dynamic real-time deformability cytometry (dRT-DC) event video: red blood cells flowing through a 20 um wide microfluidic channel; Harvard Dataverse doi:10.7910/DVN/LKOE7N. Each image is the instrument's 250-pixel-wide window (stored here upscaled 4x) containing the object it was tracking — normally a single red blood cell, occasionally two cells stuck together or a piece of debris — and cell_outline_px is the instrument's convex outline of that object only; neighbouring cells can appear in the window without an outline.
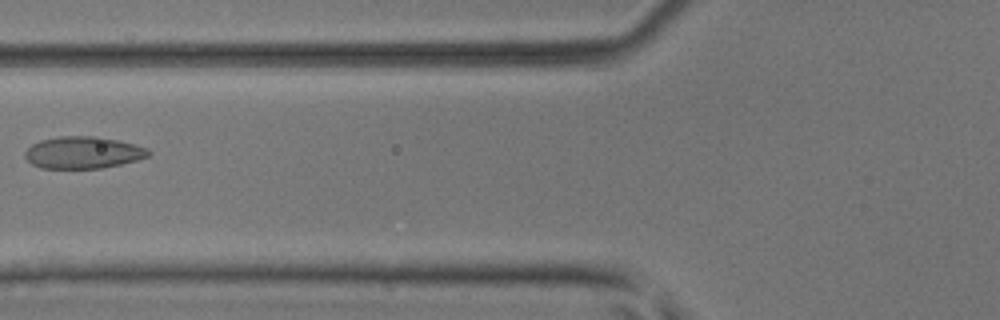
{"species": "common noctule bat (a hibernating species)", "species_latin": "Nyctalus noctula", "temperature_condition": "room temperature", "stored_images_in_passage": 4, "camera_frame_rate_fps": 3000, "um_per_image_px": 0.085, "animal": {"sex": "male", "body_mass_g": 17.9, "forearm_length_mm": 54.2}, "frame": {"image": 1, "passage_image": 3, "time_ms": 0.667, "image_size_px": [1000, 320], "cell_outline_px": [[152, 152], [148, 156], [136, 160], [120, 164], [100, 168], [40, 168], [32, 164], [24, 156], [24, 152], [32, 144], [40, 140], [60, 136], [96, 136], [116, 140], [148, 148]], "centroid_in_image_um": [7.04, 12.96], "position_along_channel_um": 118.8, "area_um2": 22.89}}
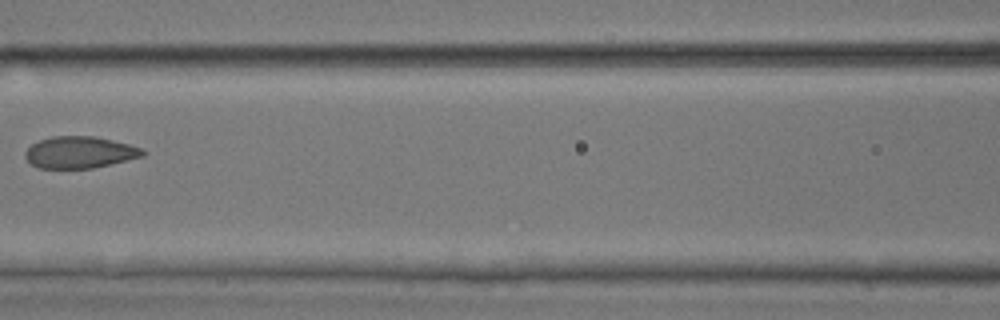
{"frame": {"image": 2, "passage_image": 4, "time_ms": 1.0, "image_size_px": [1000, 320], "cell_outline_px": [[148, 152], [144, 156], [92, 168], [36, 168], [24, 156], [24, 152], [32, 144], [40, 140], [52, 136], [96, 136], [128, 144], [140, 148]], "centroid_in_image_um": [6.77, 12.94], "position_along_channel_um": 159.8, "area_um2": 21.68}}